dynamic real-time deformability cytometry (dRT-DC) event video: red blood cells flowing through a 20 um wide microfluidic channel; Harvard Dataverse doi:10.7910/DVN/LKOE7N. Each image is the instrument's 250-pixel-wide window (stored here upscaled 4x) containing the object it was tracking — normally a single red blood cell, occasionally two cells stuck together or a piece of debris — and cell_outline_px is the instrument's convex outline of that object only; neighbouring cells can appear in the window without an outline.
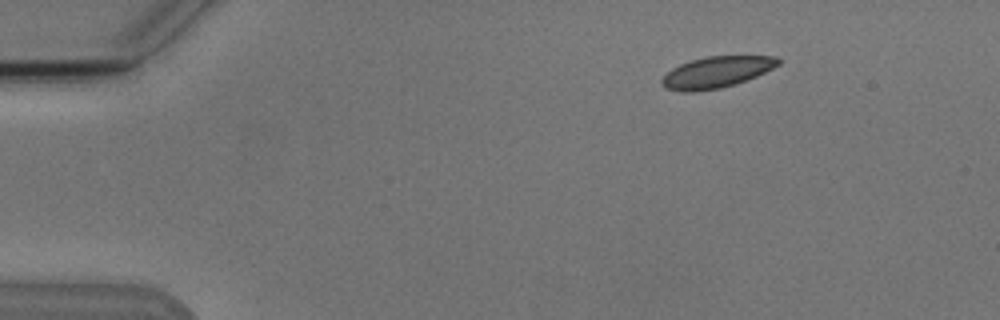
{"species": "Egyptian fruit bat (a non-hibernating species)", "species_latin": "Rousettus aegyptiacus", "temperature_condition": "cold", "stored_images_in_passage": 5, "camera_frame_rate_fps": 3000, "um_per_image_px": 0.085, "animal": {"sex": "male"}, "frame": {"image": 1, "passage_image": 2, "time_ms": 1.333, "image_size_px": [1000, 320], "cell_outline_px": [[780, 64], [756, 76], [720, 88], [692, 92], [680, 92], [664, 88], [660, 84], [660, 80], [672, 68], [680, 64], [692, 60], [708, 56], [776, 56], [780, 60]], "centroid_in_image_um": [60.85, 6.14], "position_along_channel_um": 24.2, "area_um2": 21.04}}